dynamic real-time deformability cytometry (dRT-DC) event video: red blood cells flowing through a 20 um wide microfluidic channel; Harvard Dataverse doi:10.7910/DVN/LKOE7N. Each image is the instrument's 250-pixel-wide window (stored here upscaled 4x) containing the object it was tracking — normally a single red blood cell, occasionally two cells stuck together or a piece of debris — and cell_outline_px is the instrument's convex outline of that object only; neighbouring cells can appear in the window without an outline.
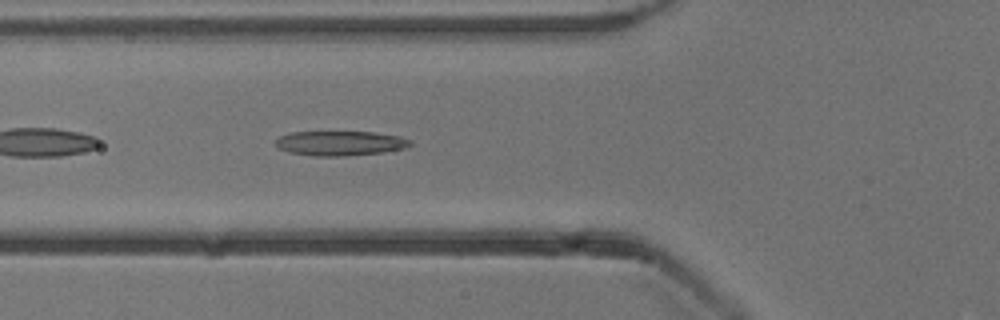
{"species": "common noctule bat (a hibernating species)", "species_latin": "Nyctalus noctula", "temperature_condition": "cold", "stored_images_in_passage": 24, "camera_frame_rate_fps": 3000, "um_per_image_px": 0.085, "animal": {"sex": "male", "body_mass_g": 13.3}, "frame": {"image": 1, "passage_image": 5, "time_ms": 1.333, "image_size_px": [1000, 320], "cell_outline_px": [[412, 144], [404, 148], [384, 152], [344, 156], [312, 156], [288, 152], [280, 148], [276, 144], [276, 140], [280, 136], [292, 132], [372, 132], [400, 136], [412, 140]], "centroid_in_image_um": [28.93, 12.18], "position_along_channel_um": 96.9, "area_um2": 19.31}}
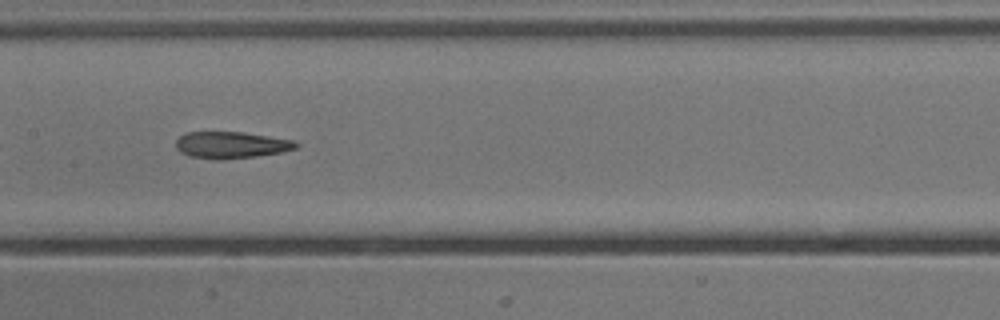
{"frame": {"image": 2, "passage_image": 12, "time_ms": 3.667, "image_size_px": [1000, 320], "cell_outline_px": [[300, 144], [296, 148], [284, 152], [256, 156], [224, 160], [212, 160], [188, 156], [180, 152], [176, 148], [176, 140], [180, 136], [188, 132], [244, 132], [296, 140]], "centroid_in_image_um": [19.67, 12.33], "position_along_channel_um": 187.7, "area_um2": 19.07}}
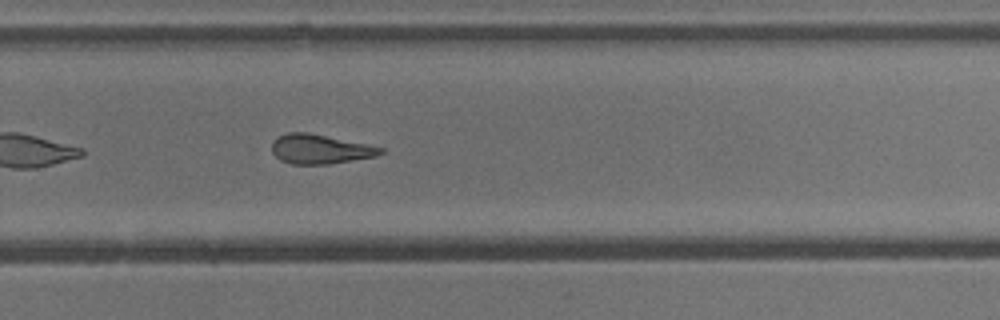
{"frame": {"image": 3, "passage_image": 21, "time_ms": 6.667, "image_size_px": [1000, 320], "cell_outline_px": [[384, 152], [376, 156], [328, 164], [292, 164], [280, 160], [272, 152], [272, 140], [288, 132], [308, 132], [368, 144], [384, 148]], "centroid_in_image_um": [27.2, 12.67], "position_along_channel_um": 302.6, "area_um2": 18.61}}